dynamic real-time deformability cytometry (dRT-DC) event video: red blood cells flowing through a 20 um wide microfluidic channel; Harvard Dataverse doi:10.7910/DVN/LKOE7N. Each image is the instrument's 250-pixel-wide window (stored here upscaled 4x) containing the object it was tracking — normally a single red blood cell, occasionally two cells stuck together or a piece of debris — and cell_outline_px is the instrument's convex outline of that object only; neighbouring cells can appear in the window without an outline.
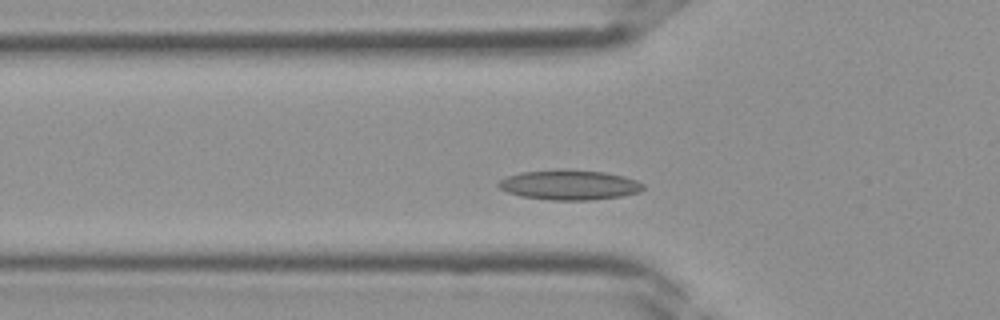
{"species": "Egyptian fruit bat (a non-hibernating species)", "species_latin": "Rousettus aegyptiacus", "temperature_condition": "room temperature", "stored_images_in_passage": 32, "segment_of_instrument_passage": [1, 2], "camera_frame_rate_fps": 3000, "um_per_image_px": 0.085, "frame": {"image": 1, "passage_image": 6, "time_ms": 1.667, "image_size_px": [1000, 320], "cell_outline_px": [[644, 188], [640, 192], [620, 196], [588, 200], [552, 200], [520, 196], [508, 192], [500, 188], [496, 184], [500, 180], [508, 176], [520, 172], [556, 168], [560, 168], [604, 172], [624, 176], [636, 180], [644, 184]], "centroid_in_image_um": [48.38, 15.7], "position_along_channel_um": 77.4, "area_um2": 25.43}}
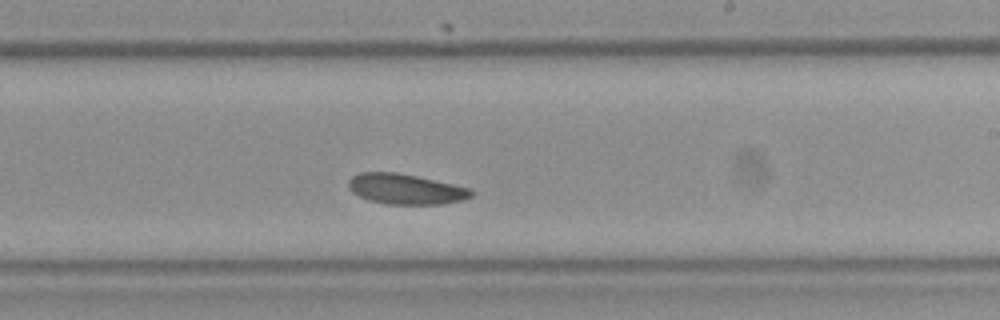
{"frame": {"image": 2, "passage_image": 16, "time_ms": 5.0, "image_size_px": [1000, 320], "cell_outline_px": [[476, 192], [472, 196], [460, 200], [440, 204], [388, 204], [368, 200], [352, 192], [348, 188], [348, 180], [352, 176], [360, 172], [396, 172], [416, 176], [472, 188]], "centroid_in_image_um": [34.48, 16.06], "position_along_channel_um": 254.5, "area_um2": 21.73}}
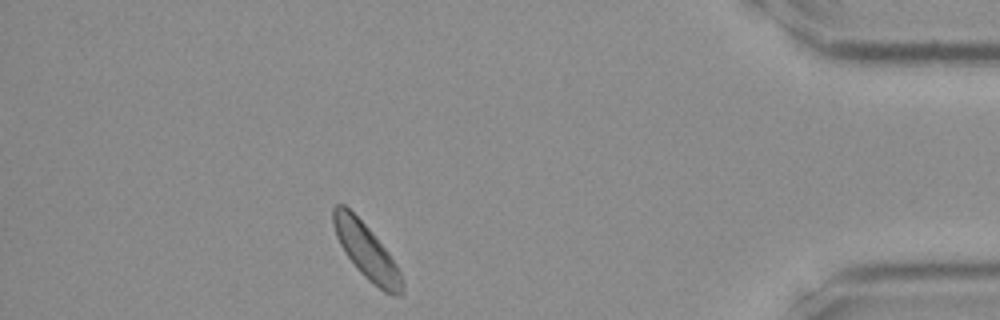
{"frame": {"image": 3, "passage_image": 27, "time_ms": 8.667, "image_size_px": [1000, 320], "cell_outline_px": [[404, 284], [400, 296], [392, 296], [384, 292], [372, 284], [356, 268], [344, 252], [336, 236], [332, 224], [332, 208], [336, 204], [344, 204], [368, 228], [388, 252], [396, 264], [400, 272]], "centroid_in_image_um": [31.13, 21.38], "position_along_channel_um": 404.1, "area_um2": 22.08}}